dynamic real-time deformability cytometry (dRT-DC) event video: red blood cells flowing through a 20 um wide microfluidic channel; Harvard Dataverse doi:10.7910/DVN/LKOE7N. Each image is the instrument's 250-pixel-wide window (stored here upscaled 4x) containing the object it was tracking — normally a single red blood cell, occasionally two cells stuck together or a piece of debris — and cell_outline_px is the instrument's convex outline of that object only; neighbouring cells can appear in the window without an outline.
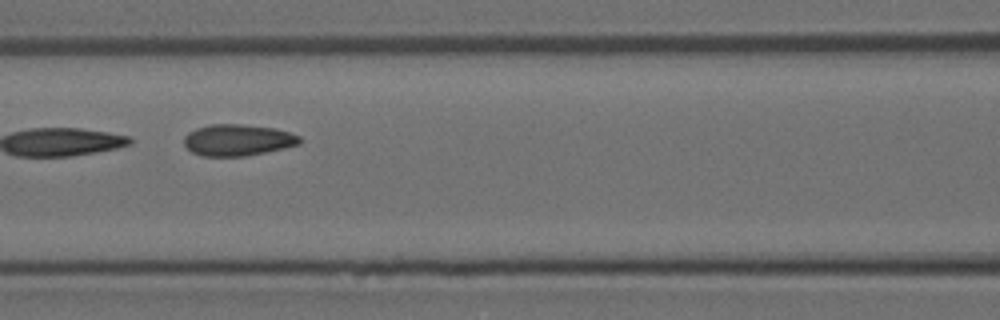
{"species": "Egyptian fruit bat (a non-hibernating species)", "species_latin": "Rousettus aegyptiacus", "temperature_condition": "room temperature", "stored_images_in_passage": 7, "camera_frame_rate_fps": 3000, "um_per_image_px": 0.085, "animal": {"sex": "female"}, "frame": {"image": 1, "passage_image": 4, "time_ms": 3.333, "image_size_px": [1000, 320], "cell_outline_px": [[300, 144], [284, 148], [244, 156], [204, 156], [192, 152], [184, 144], [184, 136], [188, 132], [196, 128], [212, 124], [240, 124], [276, 128], [300, 136]], "centroid_in_image_um": [20.19, 11.9], "position_along_channel_um": 146.4, "area_um2": 21.1}}
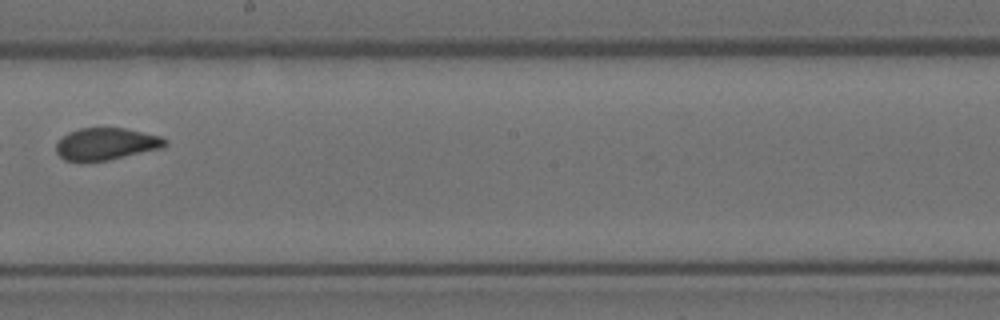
{"frame": {"image": 2, "passage_image": 6, "time_ms": 5.667, "image_size_px": [1000, 320], "cell_outline_px": [[168, 144], [164, 148], [108, 160], [64, 160], [56, 152], [56, 140], [68, 132], [80, 128], [124, 128], [160, 136], [168, 140]], "centroid_in_image_um": [9.04, 12.22], "position_along_channel_um": 239.2, "area_um2": 20.35}}
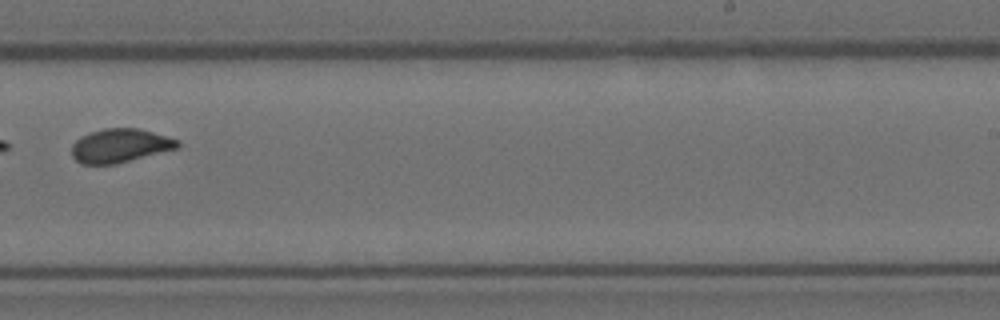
{"frame": {"image": 3, "passage_image": 7, "time_ms": 6.667, "image_size_px": [1000, 320], "cell_outline_px": [[180, 148], [116, 164], [80, 164], [72, 156], [72, 144], [80, 136], [104, 128], [140, 128], [180, 140]], "centroid_in_image_um": [10.23, 12.38], "position_along_channel_um": 278.8, "area_um2": 21.04}}